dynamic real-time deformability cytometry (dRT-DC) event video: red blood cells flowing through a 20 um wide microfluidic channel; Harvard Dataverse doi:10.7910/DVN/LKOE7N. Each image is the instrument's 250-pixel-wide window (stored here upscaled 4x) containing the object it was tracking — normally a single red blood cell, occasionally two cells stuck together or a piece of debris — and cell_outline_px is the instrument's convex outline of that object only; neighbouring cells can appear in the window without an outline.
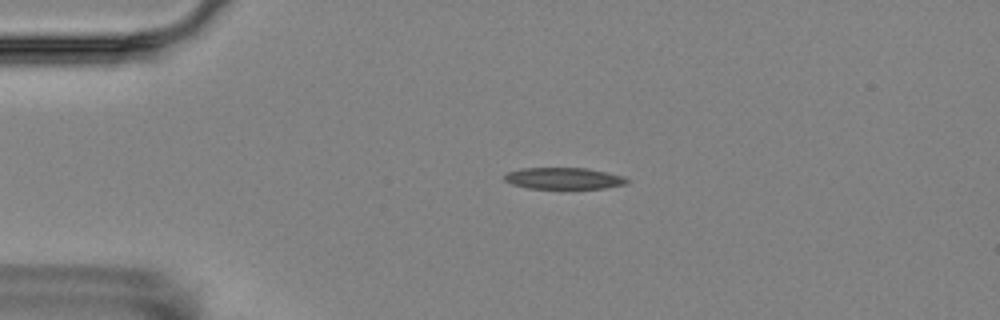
{"species": "Egyptian fruit bat (a non-hibernating species)", "species_latin": "Rousettus aegyptiacus", "temperature_condition": "room temperature", "stored_images_in_passage": 4, "camera_frame_rate_fps": 3000, "um_per_image_px": 0.085, "animal": {"sex": "female"}, "frame": {"image": 1, "passage_image": 3, "time_ms": 2.333, "image_size_px": [1000, 320], "cell_outline_px": [[628, 184], [604, 188], [528, 188], [512, 184], [504, 180], [504, 172], [520, 168], [588, 168], [608, 172], [624, 176], [628, 180]], "centroid_in_image_um": [47.91, 15.15], "position_along_channel_um": 37.1, "area_um2": 15.49}}